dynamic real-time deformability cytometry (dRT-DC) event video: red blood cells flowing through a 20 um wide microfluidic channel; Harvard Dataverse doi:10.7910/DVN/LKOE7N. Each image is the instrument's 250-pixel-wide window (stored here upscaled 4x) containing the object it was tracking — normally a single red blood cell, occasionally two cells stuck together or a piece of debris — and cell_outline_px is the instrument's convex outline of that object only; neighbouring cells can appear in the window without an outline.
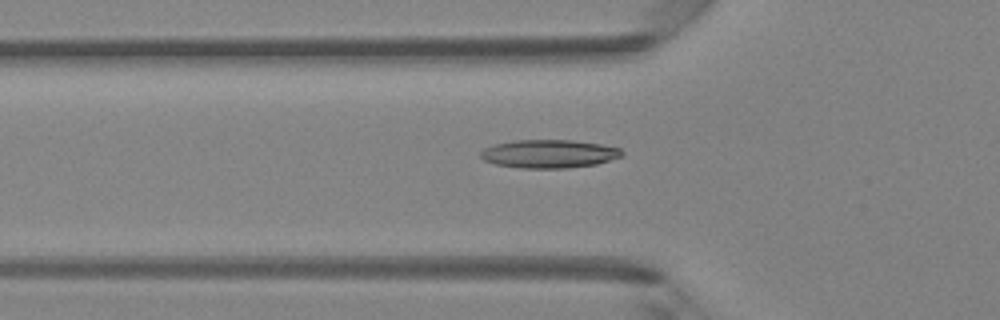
{"species": "Egyptian fruit bat (a non-hibernating species)", "species_latin": "Rousettus aegyptiacus", "temperature_condition": "room temperature", "stored_images_in_passage": 41, "camera_frame_rate_fps": 3000, "um_per_image_px": 0.085, "animal": {"sex": "female"}, "frame": {"image": 1, "passage_image": 17, "time_ms": 5.333, "image_size_px": [1000, 320], "cell_outline_px": [[624, 156], [596, 164], [568, 168], [520, 168], [496, 164], [484, 160], [480, 156], [480, 152], [484, 148], [496, 144], [516, 140], [572, 140], [600, 144], [620, 148], [624, 152]], "centroid_in_image_um": [46.69, 13.07], "position_along_channel_um": 79.1, "area_um2": 23.29}}
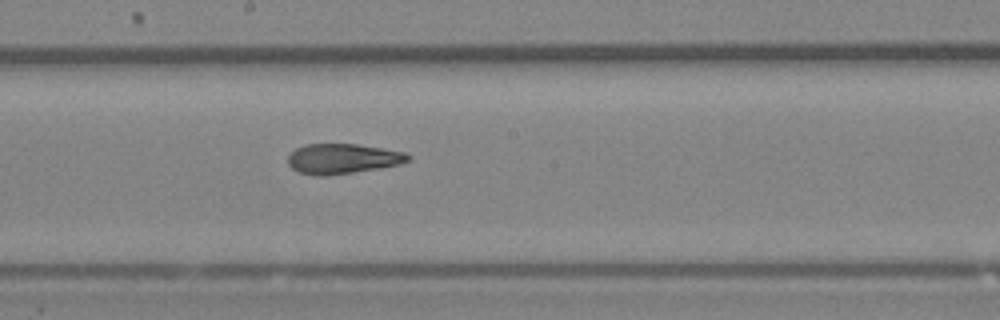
{"frame": {"image": 2, "passage_image": 27, "time_ms": 8.667, "image_size_px": [1000, 320], "cell_outline_px": [[412, 156], [408, 160], [400, 164], [380, 168], [324, 176], [316, 176], [300, 172], [292, 168], [288, 164], [288, 156], [296, 148], [304, 144], [356, 144], [404, 152]], "centroid_in_image_um": [29.1, 13.49], "position_along_channel_um": 219.1, "area_um2": 20.87}}
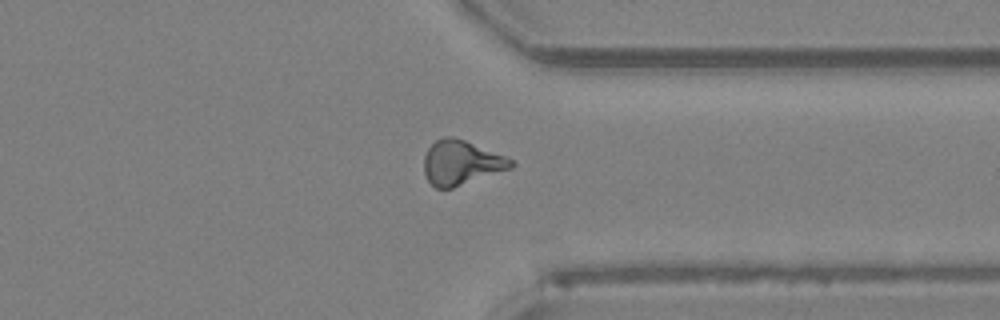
{"frame": {"image": 3, "passage_image": 38, "time_ms": 12.333, "image_size_px": [1000, 320], "cell_outline_px": [[516, 164], [512, 168], [452, 188], [436, 188], [428, 180], [424, 172], [424, 156], [428, 148], [436, 140], [444, 136], [452, 136], [464, 140], [504, 156], [512, 160]], "centroid_in_image_um": [39.18, 13.83], "position_along_channel_um": 372.2, "area_um2": 22.31}, "authors_computed_cell_mechanics": {"area_um2": 21.8484, "velocity_mm_per_s": 4.2193, "shape_relaxation_time_tau1_ms": null, "shape_relaxation_time_tau2_ms": 2.7559, "deformation_change_tau1": null, "deformation_change_tau2": 0.1159}}